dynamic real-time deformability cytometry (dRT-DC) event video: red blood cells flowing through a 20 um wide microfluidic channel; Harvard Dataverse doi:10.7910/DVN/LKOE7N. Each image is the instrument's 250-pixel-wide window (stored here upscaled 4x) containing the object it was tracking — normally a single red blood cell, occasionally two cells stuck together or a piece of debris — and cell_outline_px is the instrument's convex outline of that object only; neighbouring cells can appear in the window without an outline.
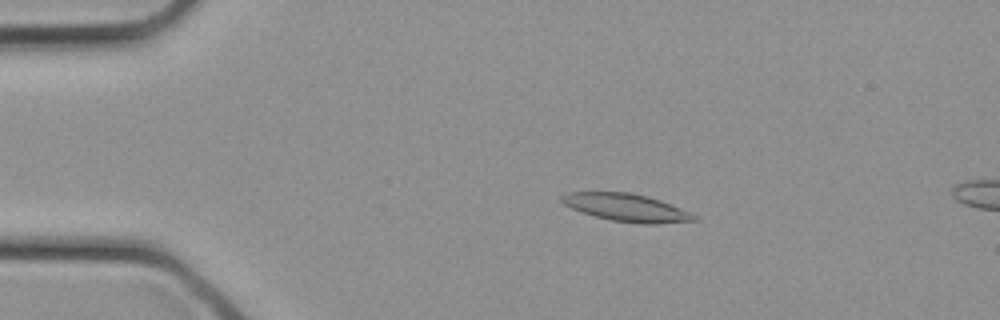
{"species": "common noctule bat (a hibernating species)", "species_latin": "Nyctalus noctula", "temperature_condition": "cold", "stored_images_in_passage": 9, "camera_frame_rate_fps": 3000, "um_per_image_px": 0.085, "animal": {"sex": "female", "body_mass_g": 21.9}, "frame": {"image": 1, "passage_image": 6, "time_ms": 1.667, "image_size_px": [1000, 320], "cell_outline_px": [[700, 220], [656, 224], [640, 224], [612, 220], [596, 216], [572, 208], [564, 204], [560, 200], [560, 196], [568, 192], [632, 192], [648, 196], [660, 200], [680, 208], [696, 216]], "centroid_in_image_um": [53.26, 17.64], "position_along_channel_um": 31.7, "area_um2": 21.21}}